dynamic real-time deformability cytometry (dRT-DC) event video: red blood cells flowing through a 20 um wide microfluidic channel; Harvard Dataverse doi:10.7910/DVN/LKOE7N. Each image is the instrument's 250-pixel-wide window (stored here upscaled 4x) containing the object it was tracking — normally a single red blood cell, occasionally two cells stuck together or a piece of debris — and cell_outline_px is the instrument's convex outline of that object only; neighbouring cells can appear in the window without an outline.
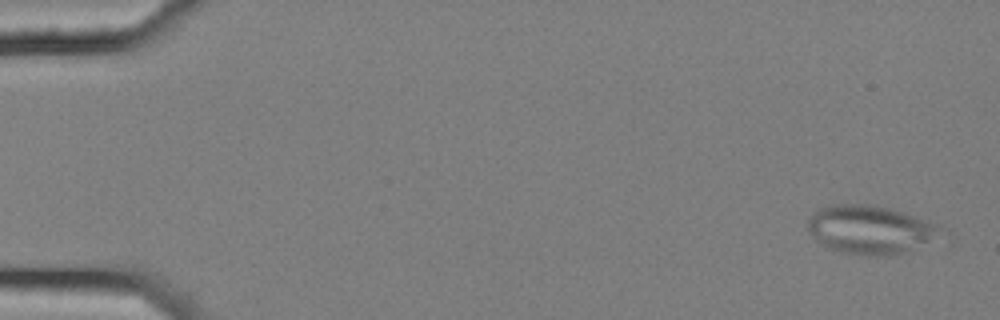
{"species": "common noctule bat (a hibernating species)", "species_latin": "Nyctalus noctula", "temperature_condition": "cold", "stored_images_in_passage": 6, "camera_frame_rate_fps": 3000, "um_per_image_px": 0.085, "animal": {"sex": "female", "body_mass_g": 25.1}, "frame": {"image": 1, "passage_image": 1, "time_ms": 0.0, "image_size_px": [1000, 320], "cell_outline_px": [[948, 232], [892, 256], [872, 256], [840, 252], [828, 248], [816, 240], [808, 228], [808, 216], [820, 208], [836, 204], [868, 204], [888, 208], [948, 228]], "centroid_in_image_um": [73.94, 19.52], "position_along_channel_um": 11.1, "area_um2": 37.17}}
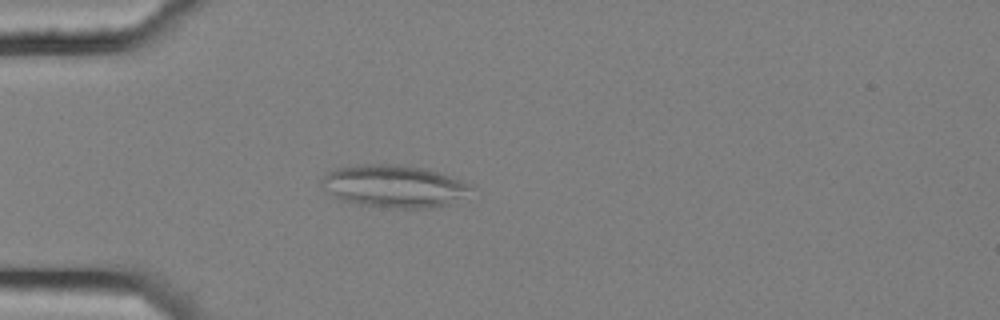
{"frame": {"image": 2, "passage_image": 5, "time_ms": 1.333, "image_size_px": [1000, 320], "cell_outline_px": [[476, 188], [448, 204], [432, 208], [396, 208], [360, 204], [340, 200], [320, 184], [320, 180], [328, 172], [336, 168], [356, 164], [396, 164], [428, 168], [460, 180]], "centroid_in_image_um": [33.48, 15.81], "position_along_channel_um": 51.5, "area_um2": 36.82}}